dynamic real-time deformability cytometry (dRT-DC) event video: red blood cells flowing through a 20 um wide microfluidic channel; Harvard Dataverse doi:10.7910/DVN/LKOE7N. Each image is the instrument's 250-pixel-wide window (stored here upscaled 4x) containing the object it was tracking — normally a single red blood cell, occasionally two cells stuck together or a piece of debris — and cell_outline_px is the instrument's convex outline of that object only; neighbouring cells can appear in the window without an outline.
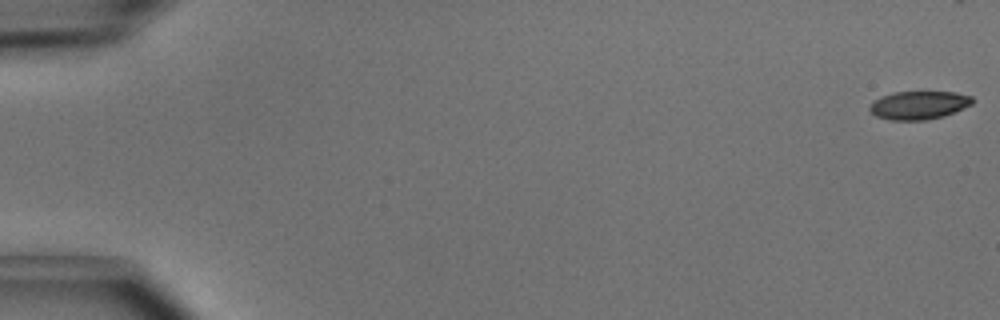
{"species": "common noctule bat (a hibernating species)", "species_latin": "Nyctalus noctula", "temperature_condition": "cold", "stored_images_in_passage": 43, "camera_frame_rate_fps": 3000, "um_per_image_px": 0.085, "animal": {"sex": "male", "body_mass_g": 15.6}, "frame": {"image": 1, "passage_image": 1, "time_ms": 0.0, "image_size_px": [1000, 320], "cell_outline_px": [[976, 100], [972, 104], [964, 108], [944, 116], [924, 120], [888, 120], [876, 116], [868, 108], [880, 96], [892, 92], [956, 92], [972, 96]], "centroid_in_image_um": [78.13, 8.93], "position_along_channel_um": 6.9, "area_um2": 16.99}}
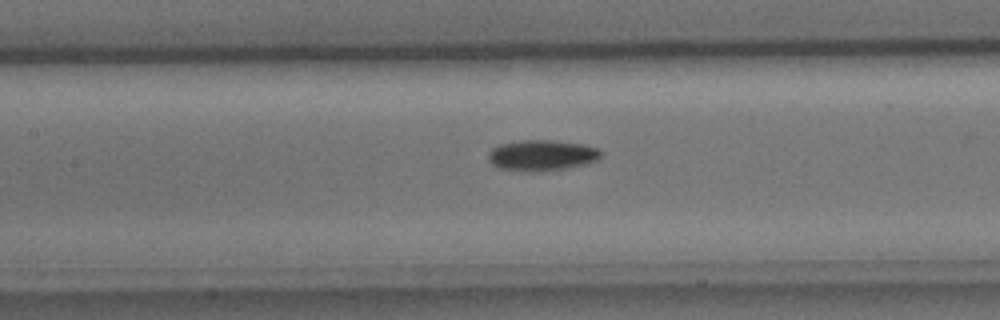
{"frame": {"image": 2, "passage_image": 24, "time_ms": 7.667, "image_size_px": [1000, 320], "cell_outline_px": [[604, 152], [596, 160], [584, 164], [568, 168], [540, 172], [524, 172], [496, 168], [488, 160], [488, 152], [492, 148], [500, 144], [520, 140], [552, 140], [584, 144], [600, 148]], "centroid_in_image_um": [46.04, 13.21], "position_along_channel_um": 161.4, "area_um2": 20.69}}
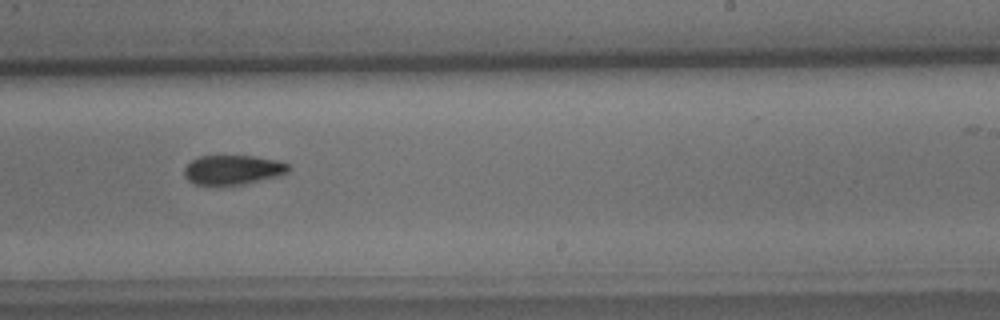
{"frame": {"image": 3, "passage_image": 32, "time_ms": 10.333, "image_size_px": [1000, 320], "cell_outline_px": [[292, 168], [288, 172], [276, 176], [244, 184], [220, 188], [216, 188], [196, 184], [188, 180], [184, 176], [184, 168], [192, 160], [200, 156], [252, 156], [280, 160], [288, 164]], "centroid_in_image_um": [19.77, 14.47], "position_along_channel_um": 269.2, "area_um2": 18.5}, "authors_computed_cell_mechanics": {"area_um2": 18.6116, "velocity_mm_per_s": 4.0542, "shape_relaxation_time_tau1_ms": 2.7242, "shape_relaxation_time_tau2_ms": null, "deformation_change_tau1": 0.1222, "deformation_change_tau2": null}}